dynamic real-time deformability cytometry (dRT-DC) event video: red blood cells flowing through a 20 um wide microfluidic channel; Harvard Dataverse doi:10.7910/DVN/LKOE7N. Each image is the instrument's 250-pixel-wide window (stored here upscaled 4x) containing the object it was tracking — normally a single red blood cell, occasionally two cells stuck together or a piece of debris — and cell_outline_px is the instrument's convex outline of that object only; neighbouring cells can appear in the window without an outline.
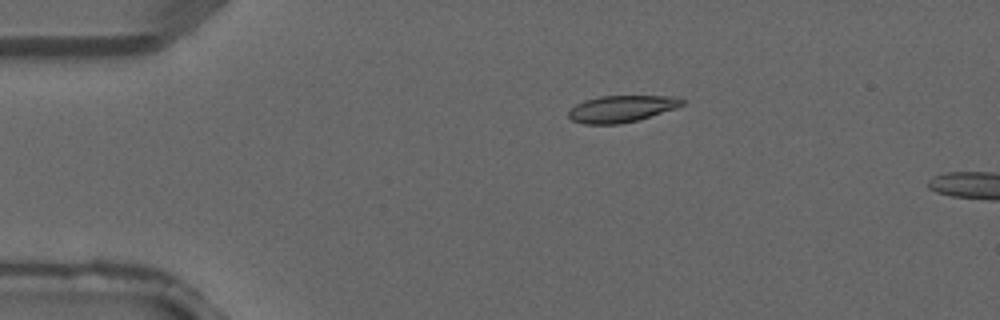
{"species": "common noctule bat (a hibernating species)", "species_latin": "Nyctalus noctula", "temperature_condition": "warm", "stored_images_in_passage": 3, "segment_of_instrument_passage": [1, 2], "camera_frame_rate_fps": 3000, "um_per_image_px": 0.085, "animal": {"sex": "male", "forearm_length_mm": 52.5}, "frame": {"image": 1, "passage_image": 2, "time_ms": 0.333, "image_size_px": [1000, 320], "cell_outline_px": [[684, 104], [676, 108], [636, 120], [620, 124], [584, 124], [572, 120], [568, 116], [568, 112], [576, 104], [584, 100], [600, 96], [676, 96], [684, 100]], "centroid_in_image_um": [52.82, 9.24], "position_along_channel_um": 32.2, "area_um2": 17.57}}